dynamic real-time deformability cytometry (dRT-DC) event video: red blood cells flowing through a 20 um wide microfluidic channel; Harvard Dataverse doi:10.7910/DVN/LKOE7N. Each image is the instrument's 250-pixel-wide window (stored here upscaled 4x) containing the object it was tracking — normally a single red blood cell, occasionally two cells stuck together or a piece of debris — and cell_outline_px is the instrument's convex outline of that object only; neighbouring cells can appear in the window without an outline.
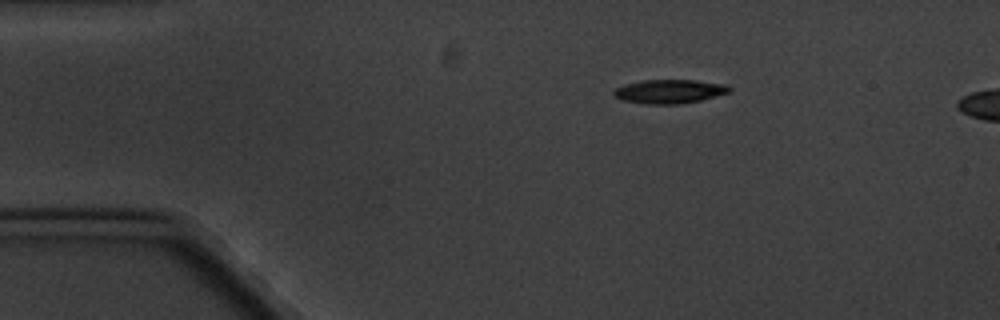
{"species": "common noctule bat (a hibernating species)", "species_latin": "Nyctalus noctula", "temperature_condition": "cold", "stored_images_in_passage": 4, "segment_of_instrument_passage": [1, 2], "camera_frame_rate_fps": 3000, "um_per_image_px": 0.085, "animal": {"sex": "male", "body_mass_g": 20.1, "forearm_length_mm": 53.5}, "frame": {"image": 1, "passage_image": 1, "time_ms": 0.0, "image_size_px": [1000, 320], "cell_outline_px": [[732, 88], [728, 92], [700, 100], [676, 104], [648, 104], [620, 100], [612, 96], [612, 92], [616, 88], [624, 84], [644, 80], [696, 80], [728, 84]], "centroid_in_image_um": [56.86, 7.76], "position_along_channel_um": 28.1, "area_um2": 16.13}}